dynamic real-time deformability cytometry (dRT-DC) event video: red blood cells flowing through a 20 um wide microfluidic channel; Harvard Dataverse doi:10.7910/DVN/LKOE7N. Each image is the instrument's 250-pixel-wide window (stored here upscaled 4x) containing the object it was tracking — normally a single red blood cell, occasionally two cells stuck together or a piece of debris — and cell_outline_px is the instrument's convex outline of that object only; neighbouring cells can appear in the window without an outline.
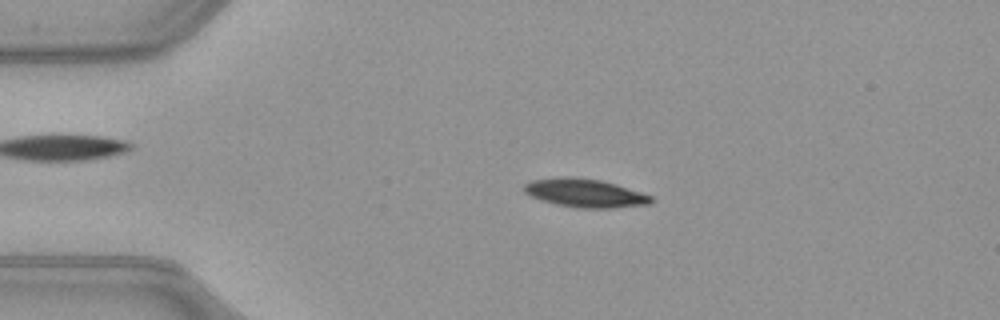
{"species": "common noctule bat (a hibernating species)", "species_latin": "Nyctalus noctula", "temperature_condition": "warm", "stored_images_in_passage": 50, "camera_frame_rate_fps": 3000, "um_per_image_px": 0.085, "animal": {"sex": "female", "body_mass_g": 21.9}, "frame": {"image": 1, "passage_image": 10, "time_ms": 3.0, "image_size_px": [1000, 320], "cell_outline_px": [[652, 204], [616, 208], [576, 208], [544, 200], [532, 196], [524, 192], [524, 184], [532, 180], [568, 176], [572, 176], [600, 180], [616, 184], [652, 196]], "centroid_in_image_um": [49.77, 16.41], "position_along_channel_um": 35.2, "area_um2": 20.87}}
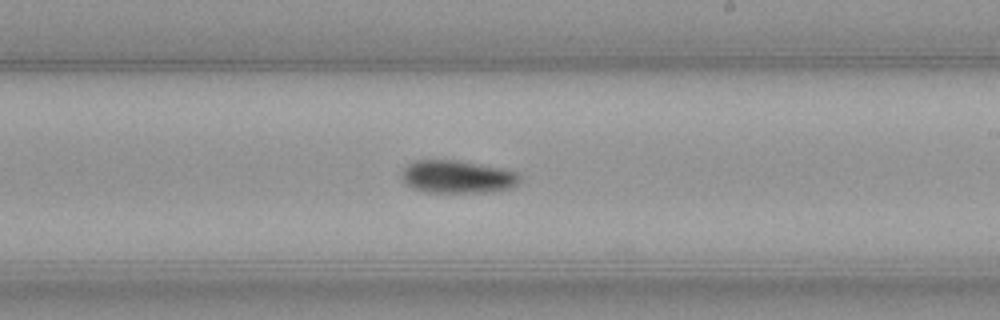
{"frame": {"image": 2, "passage_image": 29, "time_ms": 9.333, "image_size_px": [1000, 320], "cell_outline_px": [[520, 180], [516, 184], [508, 188], [492, 192], [424, 192], [412, 188], [404, 184], [400, 176], [400, 172], [412, 160], [456, 160], [500, 168], [516, 172], [520, 176]], "centroid_in_image_um": [38.79, 15.03], "position_along_channel_um": 250.2, "area_um2": 22.66}}
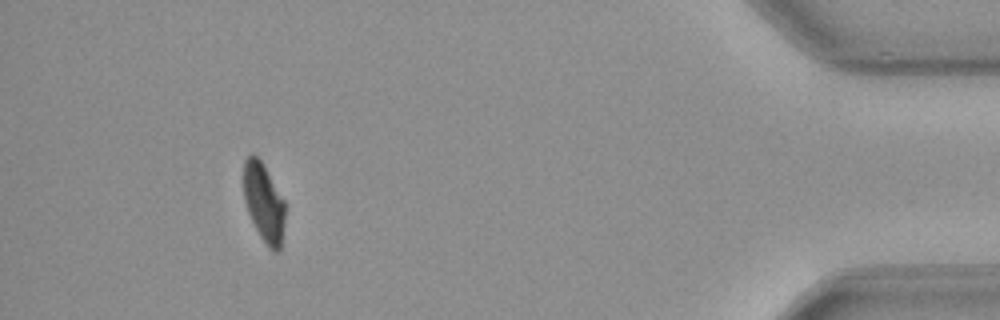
{"frame": {"image": 3, "passage_image": 46, "time_ms": 15.0, "image_size_px": [1000, 320], "cell_outline_px": [[284, 224], [280, 248], [276, 252], [268, 248], [260, 236], [248, 212], [244, 200], [244, 160], [252, 152], [260, 160], [284, 200]], "centroid_in_image_um": [22.41, 17.22], "position_along_channel_um": 412.8, "area_um2": 18.61}, "authors_computed_cell_mechanics": {"area_um2": 21.0392, "velocity_mm_per_s": 4.02, "shape_relaxation_time_tau1_ms": 3.3525, "shape_relaxation_time_tau2_ms": null, "deformation_change_tau1": 0.1346, "deformation_change_tau2": null}}